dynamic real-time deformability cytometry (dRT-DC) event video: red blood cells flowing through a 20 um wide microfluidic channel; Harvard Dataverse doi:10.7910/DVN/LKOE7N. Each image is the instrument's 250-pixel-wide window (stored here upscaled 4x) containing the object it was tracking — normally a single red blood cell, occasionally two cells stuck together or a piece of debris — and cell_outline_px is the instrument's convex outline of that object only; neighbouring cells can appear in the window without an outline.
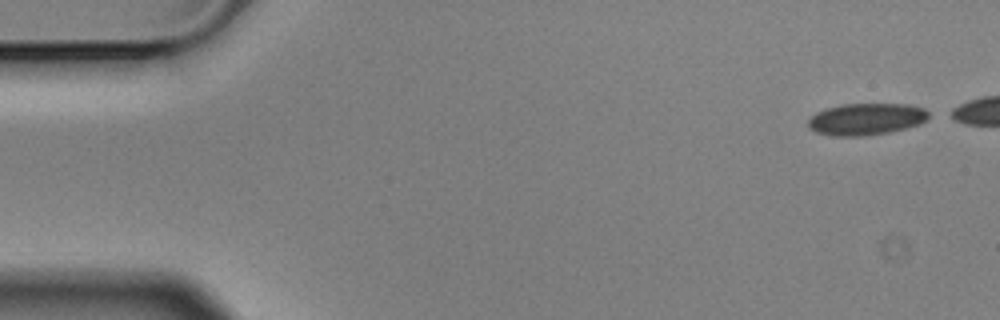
{"species": "Egyptian fruit bat (a non-hibernating species)", "species_latin": "Rousettus aegyptiacus", "temperature_condition": "cold", "stored_images_in_passage": 48, "camera_frame_rate_fps": 3000, "um_per_image_px": 0.085, "animal": {"sex": "male"}, "frame": {"image": 1, "passage_image": 1, "time_ms": 0.0, "image_size_px": [1000, 320], "cell_outline_px": [[928, 120], [920, 124], [888, 132], [864, 136], [832, 136], [816, 132], [808, 128], [808, 120], [816, 112], [824, 108], [844, 104], [908, 104], [924, 108], [928, 112]], "centroid_in_image_um": [73.61, 10.12], "position_along_channel_um": 11.4, "area_um2": 22.43}}
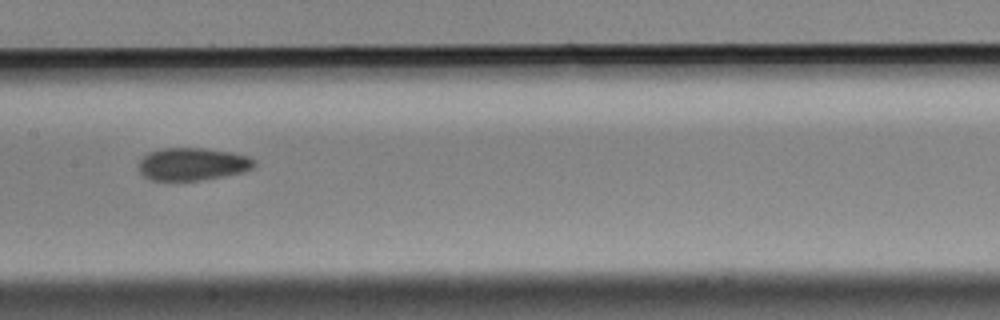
{"frame": {"image": 2, "passage_image": 26, "time_ms": 8.333, "image_size_px": [1000, 320], "cell_outline_px": [[256, 164], [252, 168], [244, 172], [204, 180], [152, 180], [144, 176], [140, 172], [140, 160], [148, 152], [164, 148], [204, 148], [232, 152], [248, 156], [256, 160]], "centroid_in_image_um": [16.41, 13.94], "position_along_channel_um": 191.0, "area_um2": 22.02}}
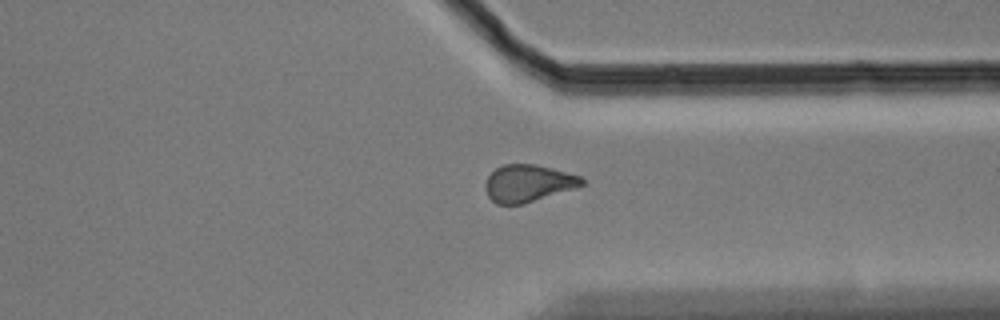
{"frame": {"image": 3, "passage_image": 41, "time_ms": 13.333, "image_size_px": [1000, 320], "cell_outline_px": [[584, 184], [576, 188], [520, 204], [496, 204], [488, 196], [484, 188], [484, 184], [488, 176], [496, 168], [504, 164], [536, 164], [552, 168], [580, 176], [584, 180]], "centroid_in_image_um": [44.86, 15.57], "position_along_channel_um": 366.5, "area_um2": 20.75}, "authors_computed_cell_mechanics": {"area_um2": 22.2241, "velocity_mm_per_s": 3.5249, "shape_relaxation_time_tau1_ms": 7.6371, "shape_relaxation_time_tau2_ms": 3.9586, "deformation_change_tau1": 0.1161, "deformation_change_tau2": 0.0944}}